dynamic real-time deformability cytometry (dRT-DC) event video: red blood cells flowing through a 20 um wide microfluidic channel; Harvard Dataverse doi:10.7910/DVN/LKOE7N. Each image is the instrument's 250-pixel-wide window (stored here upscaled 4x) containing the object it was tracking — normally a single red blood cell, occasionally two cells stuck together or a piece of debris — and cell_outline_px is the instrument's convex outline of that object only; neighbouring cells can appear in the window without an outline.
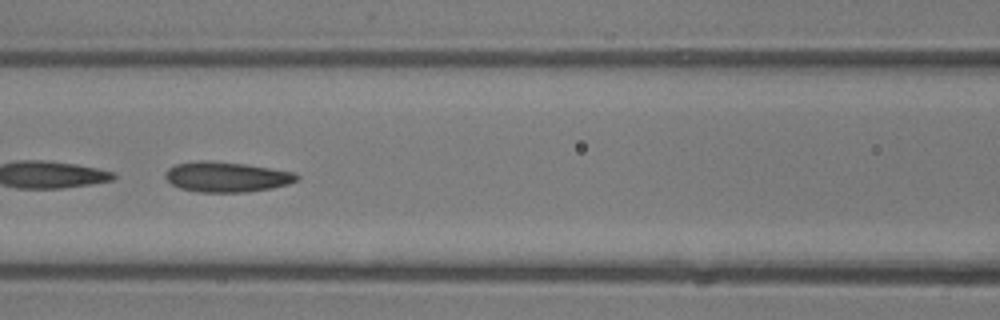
{"species": "common noctule bat (a hibernating species)", "species_latin": "Nyctalus noctula", "temperature_condition": "room temperature", "stored_images_in_passage": 4, "camera_frame_rate_fps": 3000, "um_per_image_px": 0.085, "animal": {"sex": "male", "body_mass_g": 13.3}, "frame": {"image": 1, "passage_image": 4, "time_ms": 3.333, "image_size_px": [1000, 320], "cell_outline_px": [[300, 176], [296, 180], [288, 184], [272, 188], [248, 192], [196, 192], [180, 188], [172, 184], [164, 176], [164, 172], [168, 168], [176, 164], [196, 160], [212, 160], [244, 164], [296, 172]], "centroid_in_image_um": [19.24, 15.03], "position_along_channel_um": 147.4, "area_um2": 23.35}}